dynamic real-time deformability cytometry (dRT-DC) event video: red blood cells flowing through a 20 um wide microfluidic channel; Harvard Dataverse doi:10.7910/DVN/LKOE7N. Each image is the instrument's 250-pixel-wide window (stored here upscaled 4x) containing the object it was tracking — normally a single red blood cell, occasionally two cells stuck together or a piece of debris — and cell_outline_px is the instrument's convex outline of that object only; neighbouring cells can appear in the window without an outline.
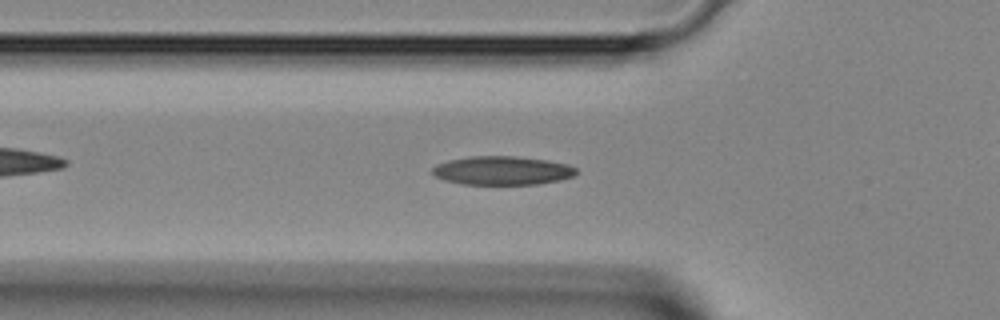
{"species": "Egyptian fruit bat (a non-hibernating species)", "species_latin": "Rousettus aegyptiacus", "temperature_condition": "room temperature", "stored_images_in_passage": 38, "camera_frame_rate_fps": 3000, "um_per_image_px": 0.085, "animal": {"sex": "female"}, "frame": {"image": 1, "passage_image": 15, "time_ms": 4.667, "image_size_px": [1000, 320], "cell_outline_px": [[576, 172], [572, 176], [560, 180], [536, 184], [464, 184], [444, 180], [436, 176], [432, 172], [432, 168], [436, 164], [448, 160], [468, 156], [516, 156], [548, 160], [568, 164], [576, 168]], "centroid_in_image_um": [42.67, 14.48], "position_along_channel_um": 83.1, "area_um2": 24.04}}
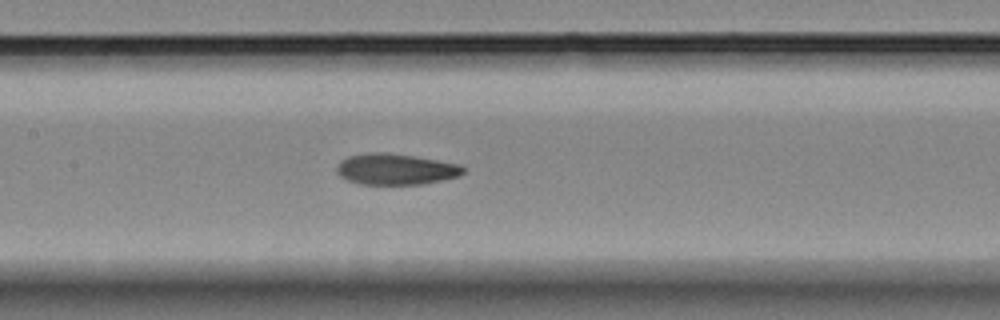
{"frame": {"image": 2, "passage_image": 21, "time_ms": 6.667, "image_size_px": [1000, 320], "cell_outline_px": [[464, 172], [460, 176], [420, 184], [360, 184], [348, 180], [340, 176], [336, 172], [336, 164], [340, 160], [348, 156], [368, 152], [388, 152], [460, 164], [464, 168]], "centroid_in_image_um": [33.58, 14.37], "position_along_channel_um": 173.8, "area_um2": 22.89}}
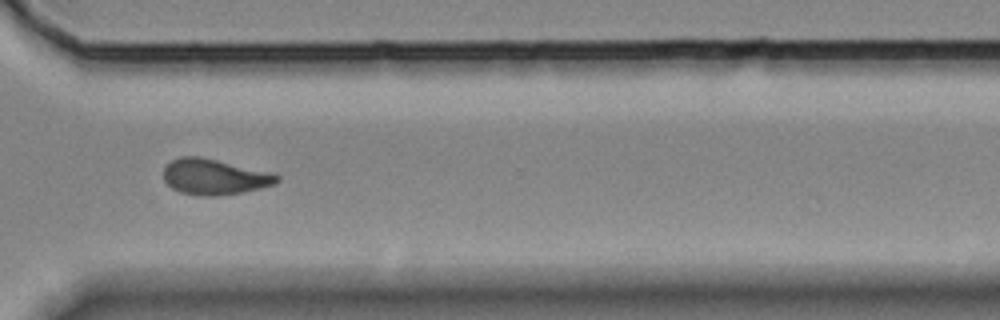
{"frame": {"image": 3, "passage_image": 33, "time_ms": 10.667, "image_size_px": [1000, 320], "cell_outline_px": [[280, 180], [276, 184], [260, 188], [220, 196], [200, 196], [180, 192], [172, 188], [164, 180], [164, 168], [172, 160], [180, 156], [200, 156], [276, 172], [280, 176]], "centroid_in_image_um": [18.28, 15.02], "position_along_channel_um": 352.3, "area_um2": 23.99}}